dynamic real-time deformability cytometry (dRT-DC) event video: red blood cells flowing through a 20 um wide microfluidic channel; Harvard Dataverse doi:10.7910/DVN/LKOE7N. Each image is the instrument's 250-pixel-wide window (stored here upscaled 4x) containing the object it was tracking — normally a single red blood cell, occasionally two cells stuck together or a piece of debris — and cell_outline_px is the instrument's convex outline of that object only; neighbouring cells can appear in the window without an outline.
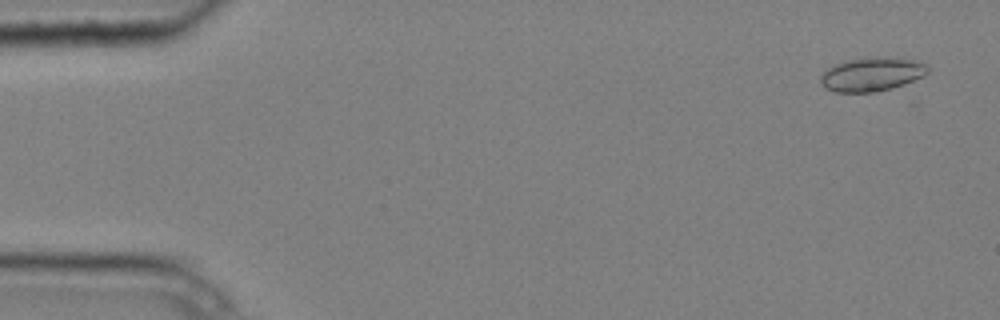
{"species": "common noctule bat (a hibernating species)", "species_latin": "Nyctalus noctula", "temperature_condition": "cold", "stored_images_in_passage": 8, "camera_frame_rate_fps": 3000, "um_per_image_px": 0.085, "animal": {"sex": "male", "body_mass_g": 20.4}, "frame": {"image": 1, "passage_image": 1, "time_ms": 0.0, "image_size_px": [1000, 320], "cell_outline_px": [[928, 72], [924, 76], [904, 84], [892, 88], [876, 92], [836, 92], [828, 88], [820, 80], [820, 76], [828, 68], [836, 64], [848, 60], [876, 56], [884, 56], [920, 60], [928, 64]], "centroid_in_image_um": [74.19, 6.29], "position_along_channel_um": 10.8, "area_um2": 21.21}}
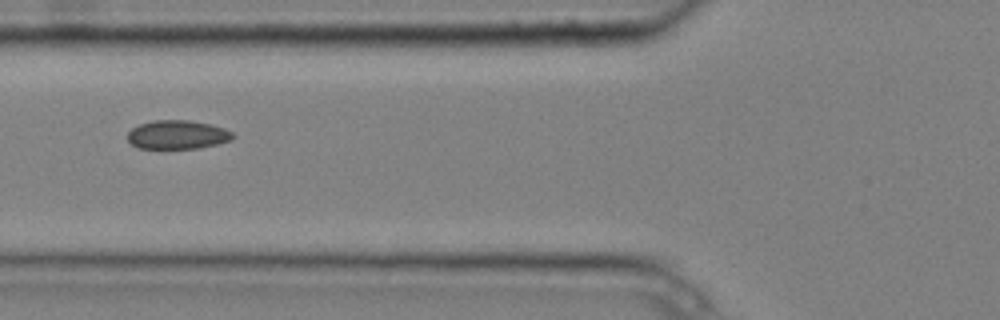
{"frame": {"image": 2, "passage_image": 6, "time_ms": 1.667, "image_size_px": [1000, 320], "cell_outline_px": [[236, 136], [232, 140], [200, 148], [140, 148], [132, 144], [128, 140], [128, 132], [132, 128], [140, 124], [152, 120], [188, 120], [208, 124], [224, 128], [232, 132]], "centroid_in_image_um": [15.1, 11.44], "position_along_channel_um": 110.7, "area_um2": 17.57}}
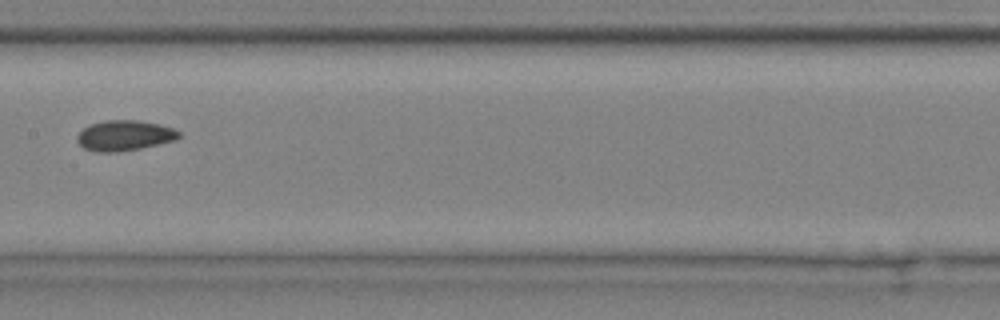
{"frame": {"image": 3, "passage_image": 8, "time_ms": 2.333, "image_size_px": [1000, 320], "cell_outline_px": [[180, 136], [176, 140], [140, 148], [116, 152], [96, 152], [84, 148], [76, 140], [76, 136], [88, 124], [108, 120], [136, 120], [160, 124], [172, 128], [180, 132]], "centroid_in_image_um": [10.56, 11.51], "position_along_channel_um": 196.8, "area_um2": 17.98}}